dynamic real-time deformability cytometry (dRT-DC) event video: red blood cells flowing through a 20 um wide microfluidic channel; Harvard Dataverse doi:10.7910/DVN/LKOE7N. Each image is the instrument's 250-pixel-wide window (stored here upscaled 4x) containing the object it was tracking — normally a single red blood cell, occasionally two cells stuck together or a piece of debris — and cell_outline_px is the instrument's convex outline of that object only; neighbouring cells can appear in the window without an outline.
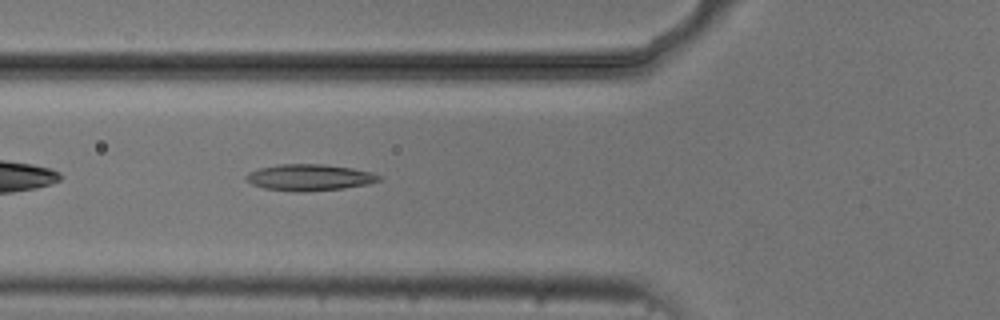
{"species": "common noctule bat (a hibernating species)", "species_latin": "Nyctalus noctula", "temperature_condition": "cold", "stored_images_in_passage": 5, "camera_frame_rate_fps": 3000, "um_per_image_px": 0.085, "animal": {"sex": "male", "body_mass_g": 20.5, "forearm_length_mm": 52.5}, "frame": {"image": 1, "passage_image": 5, "time_ms": 4.667, "image_size_px": [1000, 320], "cell_outline_px": [[380, 180], [368, 184], [344, 188], [304, 192], [292, 192], [264, 188], [252, 184], [244, 176], [248, 172], [260, 168], [280, 164], [324, 164], [352, 168], [372, 172], [380, 176]], "centroid_in_image_um": [26.29, 15.08], "position_along_channel_um": 99.5, "area_um2": 20.46}}